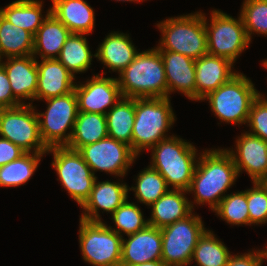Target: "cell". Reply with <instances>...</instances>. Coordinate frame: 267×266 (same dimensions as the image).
I'll list each match as a JSON object with an SVG mask.
<instances>
[{"label": "cell", "mask_w": 267, "mask_h": 266, "mask_svg": "<svg viewBox=\"0 0 267 266\" xmlns=\"http://www.w3.org/2000/svg\"><path fill=\"white\" fill-rule=\"evenodd\" d=\"M92 173L105 171L115 176H125L128 168L137 159L131 147L109 136L78 150Z\"/></svg>", "instance_id": "obj_13"}, {"label": "cell", "mask_w": 267, "mask_h": 266, "mask_svg": "<svg viewBox=\"0 0 267 266\" xmlns=\"http://www.w3.org/2000/svg\"><path fill=\"white\" fill-rule=\"evenodd\" d=\"M151 149L150 166L164 177L168 187L188 191L198 162L195 146L173 135Z\"/></svg>", "instance_id": "obj_3"}, {"label": "cell", "mask_w": 267, "mask_h": 266, "mask_svg": "<svg viewBox=\"0 0 267 266\" xmlns=\"http://www.w3.org/2000/svg\"><path fill=\"white\" fill-rule=\"evenodd\" d=\"M111 215L116 228L109 227L120 236H122V231L124 234L130 235L139 232L149 225V221L144 219L143 213L137 204L129 203L128 200L120 205Z\"/></svg>", "instance_id": "obj_35"}, {"label": "cell", "mask_w": 267, "mask_h": 266, "mask_svg": "<svg viewBox=\"0 0 267 266\" xmlns=\"http://www.w3.org/2000/svg\"><path fill=\"white\" fill-rule=\"evenodd\" d=\"M210 19L209 25L204 15L208 54L235 63L237 57L250 45L241 15L236 20L223 11L213 10Z\"/></svg>", "instance_id": "obj_8"}, {"label": "cell", "mask_w": 267, "mask_h": 266, "mask_svg": "<svg viewBox=\"0 0 267 266\" xmlns=\"http://www.w3.org/2000/svg\"><path fill=\"white\" fill-rule=\"evenodd\" d=\"M70 30L50 13L33 36V56L42 59H57Z\"/></svg>", "instance_id": "obj_24"}, {"label": "cell", "mask_w": 267, "mask_h": 266, "mask_svg": "<svg viewBox=\"0 0 267 266\" xmlns=\"http://www.w3.org/2000/svg\"><path fill=\"white\" fill-rule=\"evenodd\" d=\"M128 199V186L124 183L110 181L94 182L89 198L81 208L84 213L82 220L90 222H101L99 209L112 214L120 205Z\"/></svg>", "instance_id": "obj_18"}, {"label": "cell", "mask_w": 267, "mask_h": 266, "mask_svg": "<svg viewBox=\"0 0 267 266\" xmlns=\"http://www.w3.org/2000/svg\"><path fill=\"white\" fill-rule=\"evenodd\" d=\"M262 64L265 66V68H267V59L265 61H263Z\"/></svg>", "instance_id": "obj_45"}, {"label": "cell", "mask_w": 267, "mask_h": 266, "mask_svg": "<svg viewBox=\"0 0 267 266\" xmlns=\"http://www.w3.org/2000/svg\"><path fill=\"white\" fill-rule=\"evenodd\" d=\"M122 238L121 265L140 264L161 260V229L148 225L134 234Z\"/></svg>", "instance_id": "obj_16"}, {"label": "cell", "mask_w": 267, "mask_h": 266, "mask_svg": "<svg viewBox=\"0 0 267 266\" xmlns=\"http://www.w3.org/2000/svg\"><path fill=\"white\" fill-rule=\"evenodd\" d=\"M247 190L226 195L213 210L222 220L233 225H250Z\"/></svg>", "instance_id": "obj_34"}, {"label": "cell", "mask_w": 267, "mask_h": 266, "mask_svg": "<svg viewBox=\"0 0 267 266\" xmlns=\"http://www.w3.org/2000/svg\"><path fill=\"white\" fill-rule=\"evenodd\" d=\"M187 192L171 189L162 195L150 206L152 212L151 218L148 219L149 225L161 229L191 215L194 209L193 202L184 196Z\"/></svg>", "instance_id": "obj_22"}, {"label": "cell", "mask_w": 267, "mask_h": 266, "mask_svg": "<svg viewBox=\"0 0 267 266\" xmlns=\"http://www.w3.org/2000/svg\"><path fill=\"white\" fill-rule=\"evenodd\" d=\"M1 66L7 73L14 98L21 105L25 104L22 99H36L38 69L37 60L33 55L9 57Z\"/></svg>", "instance_id": "obj_19"}, {"label": "cell", "mask_w": 267, "mask_h": 266, "mask_svg": "<svg viewBox=\"0 0 267 266\" xmlns=\"http://www.w3.org/2000/svg\"><path fill=\"white\" fill-rule=\"evenodd\" d=\"M249 41L252 33L267 35V2L264 0H244L240 12Z\"/></svg>", "instance_id": "obj_36"}, {"label": "cell", "mask_w": 267, "mask_h": 266, "mask_svg": "<svg viewBox=\"0 0 267 266\" xmlns=\"http://www.w3.org/2000/svg\"><path fill=\"white\" fill-rule=\"evenodd\" d=\"M26 152L11 141L0 138V167L19 159Z\"/></svg>", "instance_id": "obj_41"}, {"label": "cell", "mask_w": 267, "mask_h": 266, "mask_svg": "<svg viewBox=\"0 0 267 266\" xmlns=\"http://www.w3.org/2000/svg\"><path fill=\"white\" fill-rule=\"evenodd\" d=\"M198 159L188 192H194L195 203L206 202L214 210L235 184L239 176L237 168L227 149L205 150Z\"/></svg>", "instance_id": "obj_1"}, {"label": "cell", "mask_w": 267, "mask_h": 266, "mask_svg": "<svg viewBox=\"0 0 267 266\" xmlns=\"http://www.w3.org/2000/svg\"><path fill=\"white\" fill-rule=\"evenodd\" d=\"M43 155L45 153H25L19 159L1 166L0 186L17 187L25 184L36 171Z\"/></svg>", "instance_id": "obj_31"}, {"label": "cell", "mask_w": 267, "mask_h": 266, "mask_svg": "<svg viewBox=\"0 0 267 266\" xmlns=\"http://www.w3.org/2000/svg\"><path fill=\"white\" fill-rule=\"evenodd\" d=\"M78 111L106 115L105 109L112 108L123 96L117 78L93 76L85 84H75ZM110 106V107H109Z\"/></svg>", "instance_id": "obj_14"}, {"label": "cell", "mask_w": 267, "mask_h": 266, "mask_svg": "<svg viewBox=\"0 0 267 266\" xmlns=\"http://www.w3.org/2000/svg\"><path fill=\"white\" fill-rule=\"evenodd\" d=\"M159 52L163 59L168 97L176 90L196 101L195 60L177 52Z\"/></svg>", "instance_id": "obj_17"}, {"label": "cell", "mask_w": 267, "mask_h": 266, "mask_svg": "<svg viewBox=\"0 0 267 266\" xmlns=\"http://www.w3.org/2000/svg\"><path fill=\"white\" fill-rule=\"evenodd\" d=\"M108 136L106 115L78 112L68 148L79 150Z\"/></svg>", "instance_id": "obj_26"}, {"label": "cell", "mask_w": 267, "mask_h": 266, "mask_svg": "<svg viewBox=\"0 0 267 266\" xmlns=\"http://www.w3.org/2000/svg\"><path fill=\"white\" fill-rule=\"evenodd\" d=\"M233 62L206 54L195 60L196 101L230 81L239 72H233Z\"/></svg>", "instance_id": "obj_20"}, {"label": "cell", "mask_w": 267, "mask_h": 266, "mask_svg": "<svg viewBox=\"0 0 267 266\" xmlns=\"http://www.w3.org/2000/svg\"><path fill=\"white\" fill-rule=\"evenodd\" d=\"M47 110L38 113L39 133L47 148L67 146L78 115V101L75 91L69 94L45 99ZM40 117H44L41 119ZM67 129H71L66 134Z\"/></svg>", "instance_id": "obj_9"}, {"label": "cell", "mask_w": 267, "mask_h": 266, "mask_svg": "<svg viewBox=\"0 0 267 266\" xmlns=\"http://www.w3.org/2000/svg\"><path fill=\"white\" fill-rule=\"evenodd\" d=\"M47 152L53 153L52 167L56 170L58 180L81 207L89 198L97 177L78 150L56 146L48 148Z\"/></svg>", "instance_id": "obj_11"}, {"label": "cell", "mask_w": 267, "mask_h": 266, "mask_svg": "<svg viewBox=\"0 0 267 266\" xmlns=\"http://www.w3.org/2000/svg\"><path fill=\"white\" fill-rule=\"evenodd\" d=\"M86 34L71 33L63 45L58 60L74 75L88 70L93 55L89 49Z\"/></svg>", "instance_id": "obj_30"}, {"label": "cell", "mask_w": 267, "mask_h": 266, "mask_svg": "<svg viewBox=\"0 0 267 266\" xmlns=\"http://www.w3.org/2000/svg\"><path fill=\"white\" fill-rule=\"evenodd\" d=\"M0 103L5 108H11L21 105L14 98L7 73L1 65H0Z\"/></svg>", "instance_id": "obj_40"}, {"label": "cell", "mask_w": 267, "mask_h": 266, "mask_svg": "<svg viewBox=\"0 0 267 266\" xmlns=\"http://www.w3.org/2000/svg\"><path fill=\"white\" fill-rule=\"evenodd\" d=\"M170 98H135V119L132 131V151L151 149L159 141L167 139L169 128L175 122Z\"/></svg>", "instance_id": "obj_4"}, {"label": "cell", "mask_w": 267, "mask_h": 266, "mask_svg": "<svg viewBox=\"0 0 267 266\" xmlns=\"http://www.w3.org/2000/svg\"><path fill=\"white\" fill-rule=\"evenodd\" d=\"M116 1H131V2H133V1H136V2H140V1H144V0H116Z\"/></svg>", "instance_id": "obj_43"}, {"label": "cell", "mask_w": 267, "mask_h": 266, "mask_svg": "<svg viewBox=\"0 0 267 266\" xmlns=\"http://www.w3.org/2000/svg\"><path fill=\"white\" fill-rule=\"evenodd\" d=\"M117 81L125 98L168 97L163 59L157 48L138 52Z\"/></svg>", "instance_id": "obj_2"}, {"label": "cell", "mask_w": 267, "mask_h": 266, "mask_svg": "<svg viewBox=\"0 0 267 266\" xmlns=\"http://www.w3.org/2000/svg\"><path fill=\"white\" fill-rule=\"evenodd\" d=\"M236 153L231 154L238 175L246 171L253 182H267V141L248 132L236 140Z\"/></svg>", "instance_id": "obj_15"}, {"label": "cell", "mask_w": 267, "mask_h": 266, "mask_svg": "<svg viewBox=\"0 0 267 266\" xmlns=\"http://www.w3.org/2000/svg\"><path fill=\"white\" fill-rule=\"evenodd\" d=\"M42 6L40 0H16L5 8H0V14L11 24L30 32L34 36L51 13V9L47 10V14L43 18Z\"/></svg>", "instance_id": "obj_27"}, {"label": "cell", "mask_w": 267, "mask_h": 266, "mask_svg": "<svg viewBox=\"0 0 267 266\" xmlns=\"http://www.w3.org/2000/svg\"><path fill=\"white\" fill-rule=\"evenodd\" d=\"M134 119L135 98L122 97L106 113L108 136L126 143L132 149Z\"/></svg>", "instance_id": "obj_28"}, {"label": "cell", "mask_w": 267, "mask_h": 266, "mask_svg": "<svg viewBox=\"0 0 267 266\" xmlns=\"http://www.w3.org/2000/svg\"><path fill=\"white\" fill-rule=\"evenodd\" d=\"M206 228L199 215L193 213L183 220L161 228L162 256L166 266H187L192 263L198 239Z\"/></svg>", "instance_id": "obj_10"}, {"label": "cell", "mask_w": 267, "mask_h": 266, "mask_svg": "<svg viewBox=\"0 0 267 266\" xmlns=\"http://www.w3.org/2000/svg\"><path fill=\"white\" fill-rule=\"evenodd\" d=\"M136 180L137 186L128 190H133L137 200L148 206L170 190L164 177L150 165L138 174Z\"/></svg>", "instance_id": "obj_33"}, {"label": "cell", "mask_w": 267, "mask_h": 266, "mask_svg": "<svg viewBox=\"0 0 267 266\" xmlns=\"http://www.w3.org/2000/svg\"><path fill=\"white\" fill-rule=\"evenodd\" d=\"M2 56H3V54H2V51H1V46H0V65L2 64Z\"/></svg>", "instance_id": "obj_44"}, {"label": "cell", "mask_w": 267, "mask_h": 266, "mask_svg": "<svg viewBox=\"0 0 267 266\" xmlns=\"http://www.w3.org/2000/svg\"><path fill=\"white\" fill-rule=\"evenodd\" d=\"M51 13L60 20L71 33L90 34L95 26V13L84 0H52Z\"/></svg>", "instance_id": "obj_23"}, {"label": "cell", "mask_w": 267, "mask_h": 266, "mask_svg": "<svg viewBox=\"0 0 267 266\" xmlns=\"http://www.w3.org/2000/svg\"><path fill=\"white\" fill-rule=\"evenodd\" d=\"M4 108H5L4 106H0V113Z\"/></svg>", "instance_id": "obj_46"}, {"label": "cell", "mask_w": 267, "mask_h": 266, "mask_svg": "<svg viewBox=\"0 0 267 266\" xmlns=\"http://www.w3.org/2000/svg\"><path fill=\"white\" fill-rule=\"evenodd\" d=\"M222 241H219L210 230H206L198 239L192 261L199 266H227L231 254Z\"/></svg>", "instance_id": "obj_32"}, {"label": "cell", "mask_w": 267, "mask_h": 266, "mask_svg": "<svg viewBox=\"0 0 267 266\" xmlns=\"http://www.w3.org/2000/svg\"><path fill=\"white\" fill-rule=\"evenodd\" d=\"M247 125L252 131L248 133L267 141V99L262 94L258 95L251 106Z\"/></svg>", "instance_id": "obj_38"}, {"label": "cell", "mask_w": 267, "mask_h": 266, "mask_svg": "<svg viewBox=\"0 0 267 266\" xmlns=\"http://www.w3.org/2000/svg\"><path fill=\"white\" fill-rule=\"evenodd\" d=\"M162 32L158 50L177 52L194 60L208 54L204 14L171 17L157 24Z\"/></svg>", "instance_id": "obj_5"}, {"label": "cell", "mask_w": 267, "mask_h": 266, "mask_svg": "<svg viewBox=\"0 0 267 266\" xmlns=\"http://www.w3.org/2000/svg\"><path fill=\"white\" fill-rule=\"evenodd\" d=\"M260 93L243 73L208 93L202 100L209 101L214 114L223 122L245 124L254 100Z\"/></svg>", "instance_id": "obj_6"}, {"label": "cell", "mask_w": 267, "mask_h": 266, "mask_svg": "<svg viewBox=\"0 0 267 266\" xmlns=\"http://www.w3.org/2000/svg\"><path fill=\"white\" fill-rule=\"evenodd\" d=\"M120 266H166L162 260L145 262L140 264L120 265Z\"/></svg>", "instance_id": "obj_42"}, {"label": "cell", "mask_w": 267, "mask_h": 266, "mask_svg": "<svg viewBox=\"0 0 267 266\" xmlns=\"http://www.w3.org/2000/svg\"><path fill=\"white\" fill-rule=\"evenodd\" d=\"M250 225L267 223V182H253L247 189Z\"/></svg>", "instance_id": "obj_37"}, {"label": "cell", "mask_w": 267, "mask_h": 266, "mask_svg": "<svg viewBox=\"0 0 267 266\" xmlns=\"http://www.w3.org/2000/svg\"><path fill=\"white\" fill-rule=\"evenodd\" d=\"M266 259L265 249L244 253L243 255H231L227 266H262Z\"/></svg>", "instance_id": "obj_39"}, {"label": "cell", "mask_w": 267, "mask_h": 266, "mask_svg": "<svg viewBox=\"0 0 267 266\" xmlns=\"http://www.w3.org/2000/svg\"><path fill=\"white\" fill-rule=\"evenodd\" d=\"M122 238L102 221L80 219V249L84 261L93 266H120Z\"/></svg>", "instance_id": "obj_7"}, {"label": "cell", "mask_w": 267, "mask_h": 266, "mask_svg": "<svg viewBox=\"0 0 267 266\" xmlns=\"http://www.w3.org/2000/svg\"><path fill=\"white\" fill-rule=\"evenodd\" d=\"M0 46L3 57L29 56L33 54V35L0 14Z\"/></svg>", "instance_id": "obj_29"}, {"label": "cell", "mask_w": 267, "mask_h": 266, "mask_svg": "<svg viewBox=\"0 0 267 266\" xmlns=\"http://www.w3.org/2000/svg\"><path fill=\"white\" fill-rule=\"evenodd\" d=\"M37 61L38 86L36 100L69 94L75 87V75L70 73L58 59Z\"/></svg>", "instance_id": "obj_21"}, {"label": "cell", "mask_w": 267, "mask_h": 266, "mask_svg": "<svg viewBox=\"0 0 267 266\" xmlns=\"http://www.w3.org/2000/svg\"><path fill=\"white\" fill-rule=\"evenodd\" d=\"M28 104V105H27ZM4 108L0 113V136L26 153H47L39 133V120L32 103Z\"/></svg>", "instance_id": "obj_12"}, {"label": "cell", "mask_w": 267, "mask_h": 266, "mask_svg": "<svg viewBox=\"0 0 267 266\" xmlns=\"http://www.w3.org/2000/svg\"><path fill=\"white\" fill-rule=\"evenodd\" d=\"M129 35L121 32L110 33L99 45L95 57L113 72H122L135 58L138 53L130 41Z\"/></svg>", "instance_id": "obj_25"}]
</instances>
